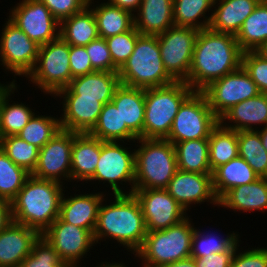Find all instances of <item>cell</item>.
<instances>
[{
  "mask_svg": "<svg viewBox=\"0 0 267 267\" xmlns=\"http://www.w3.org/2000/svg\"><path fill=\"white\" fill-rule=\"evenodd\" d=\"M258 178L248 163L238 156L212 172V187L219 200L230 189L252 183Z\"/></svg>",
  "mask_w": 267,
  "mask_h": 267,
  "instance_id": "30",
  "label": "cell"
},
{
  "mask_svg": "<svg viewBox=\"0 0 267 267\" xmlns=\"http://www.w3.org/2000/svg\"><path fill=\"white\" fill-rule=\"evenodd\" d=\"M16 83L5 93L0 103V138L18 135L35 114L22 102L9 103L11 94L16 89Z\"/></svg>",
  "mask_w": 267,
  "mask_h": 267,
  "instance_id": "37",
  "label": "cell"
},
{
  "mask_svg": "<svg viewBox=\"0 0 267 267\" xmlns=\"http://www.w3.org/2000/svg\"><path fill=\"white\" fill-rule=\"evenodd\" d=\"M140 35L133 26L129 31L105 39L111 53L113 64L118 69L124 65L133 53L135 43Z\"/></svg>",
  "mask_w": 267,
  "mask_h": 267,
  "instance_id": "44",
  "label": "cell"
},
{
  "mask_svg": "<svg viewBox=\"0 0 267 267\" xmlns=\"http://www.w3.org/2000/svg\"><path fill=\"white\" fill-rule=\"evenodd\" d=\"M215 233L201 232L195 228L191 243V257L193 259L202 258L213 253H224L229 251L238 241L239 234L228 233L226 237H222ZM221 236V237H219Z\"/></svg>",
  "mask_w": 267,
  "mask_h": 267,
  "instance_id": "39",
  "label": "cell"
},
{
  "mask_svg": "<svg viewBox=\"0 0 267 267\" xmlns=\"http://www.w3.org/2000/svg\"><path fill=\"white\" fill-rule=\"evenodd\" d=\"M70 45L60 36L39 47L34 69L27 78L46 94L56 95L73 79L70 70Z\"/></svg>",
  "mask_w": 267,
  "mask_h": 267,
  "instance_id": "8",
  "label": "cell"
},
{
  "mask_svg": "<svg viewBox=\"0 0 267 267\" xmlns=\"http://www.w3.org/2000/svg\"><path fill=\"white\" fill-rule=\"evenodd\" d=\"M122 85L141 89L166 86L175 80L166 72L157 35H140L133 53L118 70Z\"/></svg>",
  "mask_w": 267,
  "mask_h": 267,
  "instance_id": "4",
  "label": "cell"
},
{
  "mask_svg": "<svg viewBox=\"0 0 267 267\" xmlns=\"http://www.w3.org/2000/svg\"><path fill=\"white\" fill-rule=\"evenodd\" d=\"M259 2L260 0H214L215 9L212 11L209 28L236 36Z\"/></svg>",
  "mask_w": 267,
  "mask_h": 267,
  "instance_id": "26",
  "label": "cell"
},
{
  "mask_svg": "<svg viewBox=\"0 0 267 267\" xmlns=\"http://www.w3.org/2000/svg\"><path fill=\"white\" fill-rule=\"evenodd\" d=\"M132 194L141 206L147 232L167 229L188 215L166 189H134Z\"/></svg>",
  "mask_w": 267,
  "mask_h": 267,
  "instance_id": "16",
  "label": "cell"
},
{
  "mask_svg": "<svg viewBox=\"0 0 267 267\" xmlns=\"http://www.w3.org/2000/svg\"><path fill=\"white\" fill-rule=\"evenodd\" d=\"M64 195L63 193L60 202L59 218L63 222L85 228L93 233L99 206L106 196L104 192L74 194V197L68 196V198Z\"/></svg>",
  "mask_w": 267,
  "mask_h": 267,
  "instance_id": "22",
  "label": "cell"
},
{
  "mask_svg": "<svg viewBox=\"0 0 267 267\" xmlns=\"http://www.w3.org/2000/svg\"><path fill=\"white\" fill-rule=\"evenodd\" d=\"M202 92L218 119L234 105L260 93L256 84L242 66L236 71L211 82Z\"/></svg>",
  "mask_w": 267,
  "mask_h": 267,
  "instance_id": "12",
  "label": "cell"
},
{
  "mask_svg": "<svg viewBox=\"0 0 267 267\" xmlns=\"http://www.w3.org/2000/svg\"><path fill=\"white\" fill-rule=\"evenodd\" d=\"M134 189H165L178 170L174 144L166 139L138 138Z\"/></svg>",
  "mask_w": 267,
  "mask_h": 267,
  "instance_id": "5",
  "label": "cell"
},
{
  "mask_svg": "<svg viewBox=\"0 0 267 267\" xmlns=\"http://www.w3.org/2000/svg\"><path fill=\"white\" fill-rule=\"evenodd\" d=\"M235 38L243 52L258 51L267 42V0L258 3Z\"/></svg>",
  "mask_w": 267,
  "mask_h": 267,
  "instance_id": "31",
  "label": "cell"
},
{
  "mask_svg": "<svg viewBox=\"0 0 267 267\" xmlns=\"http://www.w3.org/2000/svg\"><path fill=\"white\" fill-rule=\"evenodd\" d=\"M198 32L193 28L172 26L157 35L162 62L175 81L185 82L188 78Z\"/></svg>",
  "mask_w": 267,
  "mask_h": 267,
  "instance_id": "11",
  "label": "cell"
},
{
  "mask_svg": "<svg viewBox=\"0 0 267 267\" xmlns=\"http://www.w3.org/2000/svg\"><path fill=\"white\" fill-rule=\"evenodd\" d=\"M163 267H197L194 259L192 257L170 263Z\"/></svg>",
  "mask_w": 267,
  "mask_h": 267,
  "instance_id": "53",
  "label": "cell"
},
{
  "mask_svg": "<svg viewBox=\"0 0 267 267\" xmlns=\"http://www.w3.org/2000/svg\"><path fill=\"white\" fill-rule=\"evenodd\" d=\"M120 142L101 141L100 157L94 175L88 180L108 182L114 195H129L134 191L135 151ZM128 182L131 189L123 191L119 183Z\"/></svg>",
  "mask_w": 267,
  "mask_h": 267,
  "instance_id": "10",
  "label": "cell"
},
{
  "mask_svg": "<svg viewBox=\"0 0 267 267\" xmlns=\"http://www.w3.org/2000/svg\"><path fill=\"white\" fill-rule=\"evenodd\" d=\"M72 145L73 132L61 129L39 149L38 162L31 175L59 183H63V180L68 181V179L71 181Z\"/></svg>",
  "mask_w": 267,
  "mask_h": 267,
  "instance_id": "17",
  "label": "cell"
},
{
  "mask_svg": "<svg viewBox=\"0 0 267 267\" xmlns=\"http://www.w3.org/2000/svg\"><path fill=\"white\" fill-rule=\"evenodd\" d=\"M69 58L72 78L95 72L85 46L70 45Z\"/></svg>",
  "mask_w": 267,
  "mask_h": 267,
  "instance_id": "49",
  "label": "cell"
},
{
  "mask_svg": "<svg viewBox=\"0 0 267 267\" xmlns=\"http://www.w3.org/2000/svg\"><path fill=\"white\" fill-rule=\"evenodd\" d=\"M96 267H127L124 263H116V262H114V263H106L105 262V264H104V262H102V264L101 265H99V266H96Z\"/></svg>",
  "mask_w": 267,
  "mask_h": 267,
  "instance_id": "56",
  "label": "cell"
},
{
  "mask_svg": "<svg viewBox=\"0 0 267 267\" xmlns=\"http://www.w3.org/2000/svg\"><path fill=\"white\" fill-rule=\"evenodd\" d=\"M219 119L209 106L202 91H193L180 105L166 140L181 141L208 139Z\"/></svg>",
  "mask_w": 267,
  "mask_h": 267,
  "instance_id": "9",
  "label": "cell"
},
{
  "mask_svg": "<svg viewBox=\"0 0 267 267\" xmlns=\"http://www.w3.org/2000/svg\"><path fill=\"white\" fill-rule=\"evenodd\" d=\"M257 131L260 134V139H261L263 147L267 150V126L261 128L260 131L259 129Z\"/></svg>",
  "mask_w": 267,
  "mask_h": 267,
  "instance_id": "54",
  "label": "cell"
},
{
  "mask_svg": "<svg viewBox=\"0 0 267 267\" xmlns=\"http://www.w3.org/2000/svg\"><path fill=\"white\" fill-rule=\"evenodd\" d=\"M187 216L164 230L148 231L140 249L134 254L143 267H163L191 257L194 224Z\"/></svg>",
  "mask_w": 267,
  "mask_h": 267,
  "instance_id": "6",
  "label": "cell"
},
{
  "mask_svg": "<svg viewBox=\"0 0 267 267\" xmlns=\"http://www.w3.org/2000/svg\"><path fill=\"white\" fill-rule=\"evenodd\" d=\"M0 38V61L5 70L25 76L34 69L39 47L35 41L7 19Z\"/></svg>",
  "mask_w": 267,
  "mask_h": 267,
  "instance_id": "13",
  "label": "cell"
},
{
  "mask_svg": "<svg viewBox=\"0 0 267 267\" xmlns=\"http://www.w3.org/2000/svg\"><path fill=\"white\" fill-rule=\"evenodd\" d=\"M102 200L93 232L94 240L113 239L136 253L147 235L141 206L133 194L114 195V202L103 205Z\"/></svg>",
  "mask_w": 267,
  "mask_h": 267,
  "instance_id": "2",
  "label": "cell"
},
{
  "mask_svg": "<svg viewBox=\"0 0 267 267\" xmlns=\"http://www.w3.org/2000/svg\"><path fill=\"white\" fill-rule=\"evenodd\" d=\"M0 148L19 167L32 174L36 168L39 148L17 135L0 138Z\"/></svg>",
  "mask_w": 267,
  "mask_h": 267,
  "instance_id": "41",
  "label": "cell"
},
{
  "mask_svg": "<svg viewBox=\"0 0 267 267\" xmlns=\"http://www.w3.org/2000/svg\"><path fill=\"white\" fill-rule=\"evenodd\" d=\"M214 0H173L174 26L193 28L198 31L209 28L212 13L208 17L206 12L211 8ZM203 17V21L201 19ZM200 21H199V20Z\"/></svg>",
  "mask_w": 267,
  "mask_h": 267,
  "instance_id": "35",
  "label": "cell"
},
{
  "mask_svg": "<svg viewBox=\"0 0 267 267\" xmlns=\"http://www.w3.org/2000/svg\"><path fill=\"white\" fill-rule=\"evenodd\" d=\"M134 14V27L141 35H159L173 23V0H142Z\"/></svg>",
  "mask_w": 267,
  "mask_h": 267,
  "instance_id": "27",
  "label": "cell"
},
{
  "mask_svg": "<svg viewBox=\"0 0 267 267\" xmlns=\"http://www.w3.org/2000/svg\"><path fill=\"white\" fill-rule=\"evenodd\" d=\"M41 235L68 267H80V259L96 244L91 231L63 222L59 217Z\"/></svg>",
  "mask_w": 267,
  "mask_h": 267,
  "instance_id": "15",
  "label": "cell"
},
{
  "mask_svg": "<svg viewBox=\"0 0 267 267\" xmlns=\"http://www.w3.org/2000/svg\"><path fill=\"white\" fill-rule=\"evenodd\" d=\"M120 111L122 126L144 138L145 89L120 85L111 100Z\"/></svg>",
  "mask_w": 267,
  "mask_h": 267,
  "instance_id": "25",
  "label": "cell"
},
{
  "mask_svg": "<svg viewBox=\"0 0 267 267\" xmlns=\"http://www.w3.org/2000/svg\"><path fill=\"white\" fill-rule=\"evenodd\" d=\"M61 22L62 20L82 11L88 6L89 0H40Z\"/></svg>",
  "mask_w": 267,
  "mask_h": 267,
  "instance_id": "47",
  "label": "cell"
},
{
  "mask_svg": "<svg viewBox=\"0 0 267 267\" xmlns=\"http://www.w3.org/2000/svg\"><path fill=\"white\" fill-rule=\"evenodd\" d=\"M0 203H11V202L3 200L2 197L0 196Z\"/></svg>",
  "mask_w": 267,
  "mask_h": 267,
  "instance_id": "58",
  "label": "cell"
},
{
  "mask_svg": "<svg viewBox=\"0 0 267 267\" xmlns=\"http://www.w3.org/2000/svg\"><path fill=\"white\" fill-rule=\"evenodd\" d=\"M238 241L229 251L213 253L202 258L194 259L197 267H230L233 256L240 244Z\"/></svg>",
  "mask_w": 267,
  "mask_h": 267,
  "instance_id": "50",
  "label": "cell"
},
{
  "mask_svg": "<svg viewBox=\"0 0 267 267\" xmlns=\"http://www.w3.org/2000/svg\"><path fill=\"white\" fill-rule=\"evenodd\" d=\"M142 0H108L111 5L130 11L133 15L140 7Z\"/></svg>",
  "mask_w": 267,
  "mask_h": 267,
  "instance_id": "52",
  "label": "cell"
},
{
  "mask_svg": "<svg viewBox=\"0 0 267 267\" xmlns=\"http://www.w3.org/2000/svg\"><path fill=\"white\" fill-rule=\"evenodd\" d=\"M12 221L11 203H0V232Z\"/></svg>",
  "mask_w": 267,
  "mask_h": 267,
  "instance_id": "51",
  "label": "cell"
},
{
  "mask_svg": "<svg viewBox=\"0 0 267 267\" xmlns=\"http://www.w3.org/2000/svg\"><path fill=\"white\" fill-rule=\"evenodd\" d=\"M208 140L211 172L239 156L237 131L224 128L219 123L211 131Z\"/></svg>",
  "mask_w": 267,
  "mask_h": 267,
  "instance_id": "36",
  "label": "cell"
},
{
  "mask_svg": "<svg viewBox=\"0 0 267 267\" xmlns=\"http://www.w3.org/2000/svg\"><path fill=\"white\" fill-rule=\"evenodd\" d=\"M120 85L118 72L95 71L73 78L69 85L60 90L55 97L100 98V102L104 105L111 102Z\"/></svg>",
  "mask_w": 267,
  "mask_h": 267,
  "instance_id": "19",
  "label": "cell"
},
{
  "mask_svg": "<svg viewBox=\"0 0 267 267\" xmlns=\"http://www.w3.org/2000/svg\"><path fill=\"white\" fill-rule=\"evenodd\" d=\"M8 19L40 46L59 37L60 22L40 0H22Z\"/></svg>",
  "mask_w": 267,
  "mask_h": 267,
  "instance_id": "14",
  "label": "cell"
},
{
  "mask_svg": "<svg viewBox=\"0 0 267 267\" xmlns=\"http://www.w3.org/2000/svg\"><path fill=\"white\" fill-rule=\"evenodd\" d=\"M15 82L16 81L13 79V81L7 85L0 83V103H1V100H2L3 96L5 95V93L15 84Z\"/></svg>",
  "mask_w": 267,
  "mask_h": 267,
  "instance_id": "55",
  "label": "cell"
},
{
  "mask_svg": "<svg viewBox=\"0 0 267 267\" xmlns=\"http://www.w3.org/2000/svg\"><path fill=\"white\" fill-rule=\"evenodd\" d=\"M96 20L98 35L108 38L129 31L134 26L133 14L125 9L111 5L108 2L101 3L91 8Z\"/></svg>",
  "mask_w": 267,
  "mask_h": 267,
  "instance_id": "34",
  "label": "cell"
},
{
  "mask_svg": "<svg viewBox=\"0 0 267 267\" xmlns=\"http://www.w3.org/2000/svg\"><path fill=\"white\" fill-rule=\"evenodd\" d=\"M89 134L101 141L126 143V140L136 142L138 139L127 126H122L120 111L112 101L103 105L98 121Z\"/></svg>",
  "mask_w": 267,
  "mask_h": 267,
  "instance_id": "33",
  "label": "cell"
},
{
  "mask_svg": "<svg viewBox=\"0 0 267 267\" xmlns=\"http://www.w3.org/2000/svg\"><path fill=\"white\" fill-rule=\"evenodd\" d=\"M31 174L17 166L0 148V196L11 202Z\"/></svg>",
  "mask_w": 267,
  "mask_h": 267,
  "instance_id": "42",
  "label": "cell"
},
{
  "mask_svg": "<svg viewBox=\"0 0 267 267\" xmlns=\"http://www.w3.org/2000/svg\"><path fill=\"white\" fill-rule=\"evenodd\" d=\"M63 98V113L60 127L63 130L76 133H89L96 125L103 104L100 98L61 97Z\"/></svg>",
  "mask_w": 267,
  "mask_h": 267,
  "instance_id": "21",
  "label": "cell"
},
{
  "mask_svg": "<svg viewBox=\"0 0 267 267\" xmlns=\"http://www.w3.org/2000/svg\"><path fill=\"white\" fill-rule=\"evenodd\" d=\"M62 184L30 175L11 201L13 221L41 235L59 217Z\"/></svg>",
  "mask_w": 267,
  "mask_h": 267,
  "instance_id": "3",
  "label": "cell"
},
{
  "mask_svg": "<svg viewBox=\"0 0 267 267\" xmlns=\"http://www.w3.org/2000/svg\"><path fill=\"white\" fill-rule=\"evenodd\" d=\"M92 1L94 0H89L88 6L82 11L60 22L59 36L69 45L86 46L99 37L96 20L90 8L94 4Z\"/></svg>",
  "mask_w": 267,
  "mask_h": 267,
  "instance_id": "29",
  "label": "cell"
},
{
  "mask_svg": "<svg viewBox=\"0 0 267 267\" xmlns=\"http://www.w3.org/2000/svg\"><path fill=\"white\" fill-rule=\"evenodd\" d=\"M218 206L236 212H264L267 210V178L259 177L252 183L230 189L218 200Z\"/></svg>",
  "mask_w": 267,
  "mask_h": 267,
  "instance_id": "28",
  "label": "cell"
},
{
  "mask_svg": "<svg viewBox=\"0 0 267 267\" xmlns=\"http://www.w3.org/2000/svg\"><path fill=\"white\" fill-rule=\"evenodd\" d=\"M90 58L92 68L95 71L118 72V68L113 64L111 53L104 38L98 37L85 46Z\"/></svg>",
  "mask_w": 267,
  "mask_h": 267,
  "instance_id": "46",
  "label": "cell"
},
{
  "mask_svg": "<svg viewBox=\"0 0 267 267\" xmlns=\"http://www.w3.org/2000/svg\"><path fill=\"white\" fill-rule=\"evenodd\" d=\"M60 130L59 118L34 114L17 136L41 149Z\"/></svg>",
  "mask_w": 267,
  "mask_h": 267,
  "instance_id": "40",
  "label": "cell"
},
{
  "mask_svg": "<svg viewBox=\"0 0 267 267\" xmlns=\"http://www.w3.org/2000/svg\"><path fill=\"white\" fill-rule=\"evenodd\" d=\"M177 166L185 172L212 174L209 165V140L196 139L174 144Z\"/></svg>",
  "mask_w": 267,
  "mask_h": 267,
  "instance_id": "32",
  "label": "cell"
},
{
  "mask_svg": "<svg viewBox=\"0 0 267 267\" xmlns=\"http://www.w3.org/2000/svg\"><path fill=\"white\" fill-rule=\"evenodd\" d=\"M226 120L233 123L229 124L228 121L226 123ZM219 123L224 128L235 131L257 130L258 124L267 126V94L259 93L234 105L219 119ZM253 124L256 125L255 129Z\"/></svg>",
  "mask_w": 267,
  "mask_h": 267,
  "instance_id": "23",
  "label": "cell"
},
{
  "mask_svg": "<svg viewBox=\"0 0 267 267\" xmlns=\"http://www.w3.org/2000/svg\"><path fill=\"white\" fill-rule=\"evenodd\" d=\"M166 191L186 210L190 209V204H201L210 202L218 205L212 187V174H201L195 172H185L177 170Z\"/></svg>",
  "mask_w": 267,
  "mask_h": 267,
  "instance_id": "18",
  "label": "cell"
},
{
  "mask_svg": "<svg viewBox=\"0 0 267 267\" xmlns=\"http://www.w3.org/2000/svg\"><path fill=\"white\" fill-rule=\"evenodd\" d=\"M241 66L256 84L259 92L267 94V58L259 51H245L242 54Z\"/></svg>",
  "mask_w": 267,
  "mask_h": 267,
  "instance_id": "45",
  "label": "cell"
},
{
  "mask_svg": "<svg viewBox=\"0 0 267 267\" xmlns=\"http://www.w3.org/2000/svg\"><path fill=\"white\" fill-rule=\"evenodd\" d=\"M19 267H68L53 249V246L42 235L33 243L31 253Z\"/></svg>",
  "mask_w": 267,
  "mask_h": 267,
  "instance_id": "43",
  "label": "cell"
},
{
  "mask_svg": "<svg viewBox=\"0 0 267 267\" xmlns=\"http://www.w3.org/2000/svg\"><path fill=\"white\" fill-rule=\"evenodd\" d=\"M258 51L267 58V42Z\"/></svg>",
  "mask_w": 267,
  "mask_h": 267,
  "instance_id": "57",
  "label": "cell"
},
{
  "mask_svg": "<svg viewBox=\"0 0 267 267\" xmlns=\"http://www.w3.org/2000/svg\"><path fill=\"white\" fill-rule=\"evenodd\" d=\"M39 235L36 230L12 221L0 232V267H19Z\"/></svg>",
  "mask_w": 267,
  "mask_h": 267,
  "instance_id": "20",
  "label": "cell"
},
{
  "mask_svg": "<svg viewBox=\"0 0 267 267\" xmlns=\"http://www.w3.org/2000/svg\"><path fill=\"white\" fill-rule=\"evenodd\" d=\"M101 152V140L89 133L73 132L71 180L87 181L94 175Z\"/></svg>",
  "mask_w": 267,
  "mask_h": 267,
  "instance_id": "24",
  "label": "cell"
},
{
  "mask_svg": "<svg viewBox=\"0 0 267 267\" xmlns=\"http://www.w3.org/2000/svg\"><path fill=\"white\" fill-rule=\"evenodd\" d=\"M242 54L234 35L210 28L200 30L185 83L194 91H202L211 82L239 69Z\"/></svg>",
  "mask_w": 267,
  "mask_h": 267,
  "instance_id": "1",
  "label": "cell"
},
{
  "mask_svg": "<svg viewBox=\"0 0 267 267\" xmlns=\"http://www.w3.org/2000/svg\"><path fill=\"white\" fill-rule=\"evenodd\" d=\"M230 267H267V247H252L239 253L236 250Z\"/></svg>",
  "mask_w": 267,
  "mask_h": 267,
  "instance_id": "48",
  "label": "cell"
},
{
  "mask_svg": "<svg viewBox=\"0 0 267 267\" xmlns=\"http://www.w3.org/2000/svg\"><path fill=\"white\" fill-rule=\"evenodd\" d=\"M239 157L243 158L259 176L267 178V150L257 130L237 131Z\"/></svg>",
  "mask_w": 267,
  "mask_h": 267,
  "instance_id": "38",
  "label": "cell"
},
{
  "mask_svg": "<svg viewBox=\"0 0 267 267\" xmlns=\"http://www.w3.org/2000/svg\"><path fill=\"white\" fill-rule=\"evenodd\" d=\"M193 91L184 81L145 89L144 138L166 139L180 105Z\"/></svg>",
  "mask_w": 267,
  "mask_h": 267,
  "instance_id": "7",
  "label": "cell"
}]
</instances>
